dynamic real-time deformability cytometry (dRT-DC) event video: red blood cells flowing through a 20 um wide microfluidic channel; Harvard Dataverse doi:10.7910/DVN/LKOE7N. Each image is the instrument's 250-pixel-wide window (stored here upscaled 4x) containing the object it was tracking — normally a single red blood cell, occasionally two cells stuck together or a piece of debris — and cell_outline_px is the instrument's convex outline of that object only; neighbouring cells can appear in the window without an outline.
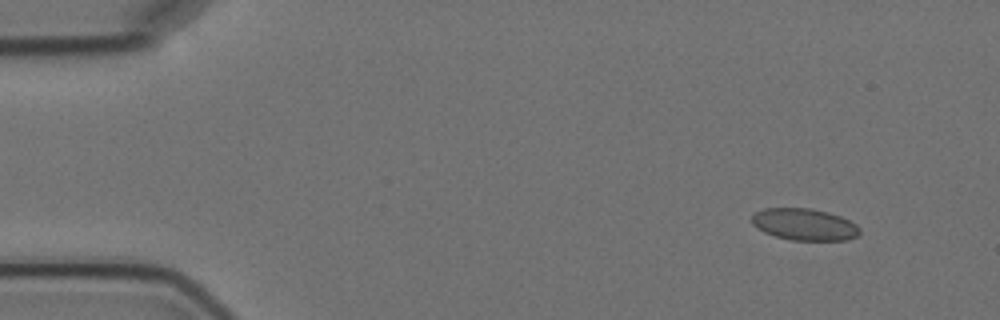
{"species": "Egyptian fruit bat (a non-hibernating species)", "species_latin": "Rousettus aegyptiacus", "temperature_condition": "cold", "stored_images_in_passage": 5, "camera_frame_rate_fps": 3000, "um_per_image_px": 0.085, "animal": {"sex": "female"}, "frame": {"image": 1, "passage_image": 2, "time_ms": 1.333, "image_size_px": [1000, 320], "cell_outline_px": [[860, 232], [856, 236], [848, 240], [792, 240], [776, 236], [764, 232], [756, 228], [752, 224], [752, 216], [756, 212], [764, 208], [812, 208], [828, 212], [840, 216], [856, 224], [860, 228]], "centroid_in_image_um": [68.37, 19.07], "position_along_channel_um": 16.6, "area_um2": 20.0}}
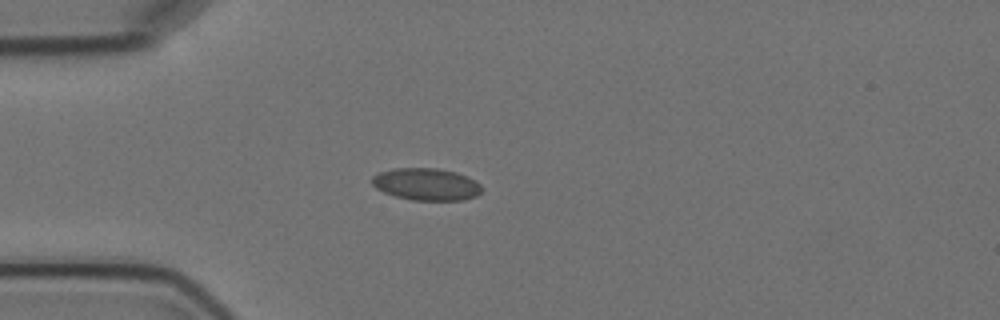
{"frame": {"image": 2, "passage_image": 5, "time_ms": 4.667, "image_size_px": [1000, 320], "cell_outline_px": [[484, 188], [476, 196], [464, 200], [412, 200], [396, 196], [384, 192], [376, 188], [372, 184], [372, 176], [380, 172], [392, 168], [436, 168], [456, 172], [468, 176], [476, 180]], "centroid_in_image_um": [36.26, 15.65], "position_along_channel_um": 48.7, "area_um2": 20.69}}